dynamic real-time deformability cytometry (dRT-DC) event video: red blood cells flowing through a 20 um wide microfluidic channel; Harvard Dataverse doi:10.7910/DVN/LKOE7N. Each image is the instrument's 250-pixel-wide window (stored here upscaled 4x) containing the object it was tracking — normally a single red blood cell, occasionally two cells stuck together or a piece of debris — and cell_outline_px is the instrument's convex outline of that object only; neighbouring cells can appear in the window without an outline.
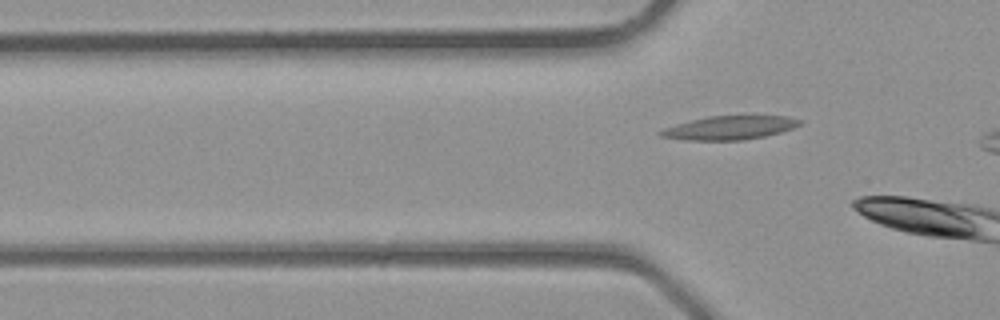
{"species": "common noctule bat (a hibernating species)", "species_latin": "Nyctalus noctula", "temperature_condition": "room temperature", "stored_images_in_passage": 6, "camera_frame_rate_fps": 3000, "um_per_image_px": 0.085, "animal": {"sex": "male", "body_mass_g": 23.1, "forearm_length_mm": 52.7}, "frame": {"image": 1, "passage_image": 6, "time_ms": 1.667, "image_size_px": [1000, 320], "cell_outline_px": [[804, 120], [800, 124], [792, 128], [780, 132], [764, 136], [744, 140], [688, 140], [660, 136], [656, 132], [664, 128], [676, 124], [708, 116], [788, 116]], "centroid_in_image_um": [62.02, 10.86], "position_along_channel_um": 63.8, "area_um2": 19.07}}